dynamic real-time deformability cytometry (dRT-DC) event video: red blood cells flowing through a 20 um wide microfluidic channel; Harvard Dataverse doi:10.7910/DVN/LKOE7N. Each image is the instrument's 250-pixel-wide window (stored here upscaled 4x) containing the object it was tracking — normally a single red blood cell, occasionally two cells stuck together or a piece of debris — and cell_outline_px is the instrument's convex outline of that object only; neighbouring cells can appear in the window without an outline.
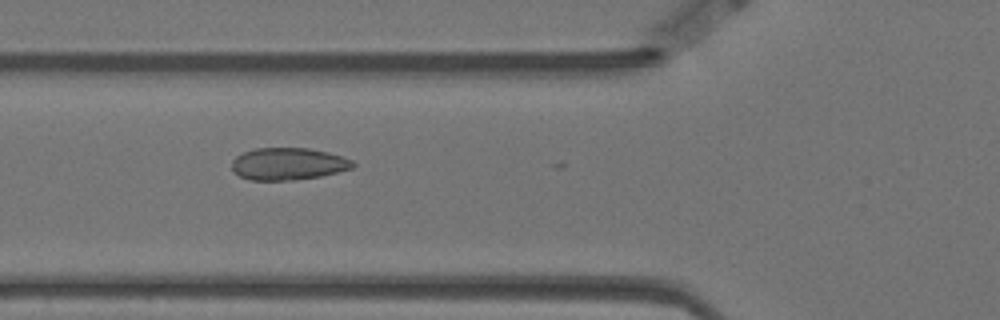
{"species": "Egyptian fruit bat (a non-hibernating species)", "species_latin": "Rousettus aegyptiacus", "temperature_condition": "warm", "stored_images_in_passage": 21, "camera_frame_rate_fps": 3000, "um_per_image_px": 0.085, "animal": {"sex": "female"}, "frame": {"image": 1, "passage_image": 20, "time_ms": 6.333, "image_size_px": [1000, 320], "cell_outline_px": [[356, 164], [352, 168], [320, 176], [296, 180], [248, 180], [240, 176], [232, 168], [232, 160], [236, 156], [244, 152], [256, 148], [308, 148], [328, 152], [352, 160]], "centroid_in_image_um": [24.48, 13.93], "position_along_channel_um": 101.3, "area_um2": 22.6}}